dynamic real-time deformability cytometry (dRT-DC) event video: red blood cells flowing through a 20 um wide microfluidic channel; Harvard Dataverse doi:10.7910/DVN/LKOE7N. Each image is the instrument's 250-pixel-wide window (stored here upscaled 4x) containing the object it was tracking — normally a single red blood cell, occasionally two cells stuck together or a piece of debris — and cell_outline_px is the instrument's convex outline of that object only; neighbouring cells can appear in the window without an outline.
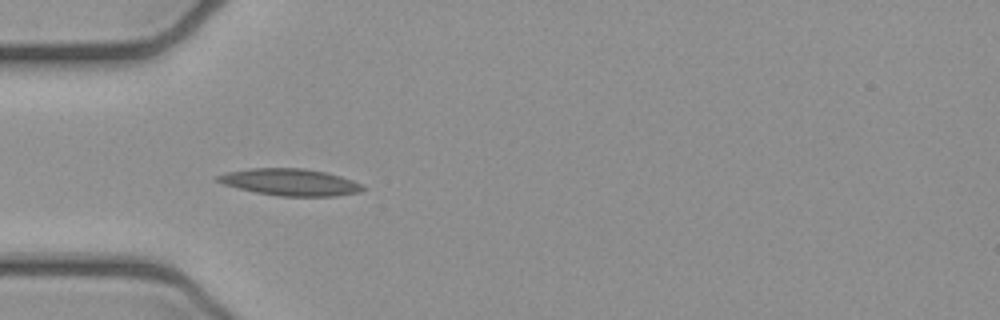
{"species": "common noctule bat (a hibernating species)", "species_latin": "Nyctalus noctula", "temperature_condition": "cold", "stored_images_in_passage": 5, "camera_frame_rate_fps": 3000, "um_per_image_px": 0.085, "animal": {"sex": "female", "body_mass_g": 21.9}, "frame": {"image": 1, "passage_image": 4, "time_ms": 1.0, "image_size_px": [1000, 320], "cell_outline_px": [[364, 188], [360, 192], [336, 196], [280, 196], [256, 192], [224, 184], [216, 180], [216, 176], [224, 172], [248, 168], [304, 168], [328, 172], [352, 180], [360, 184]], "centroid_in_image_um": [24.65, 15.47], "position_along_channel_um": 60.3, "area_um2": 22.66}}
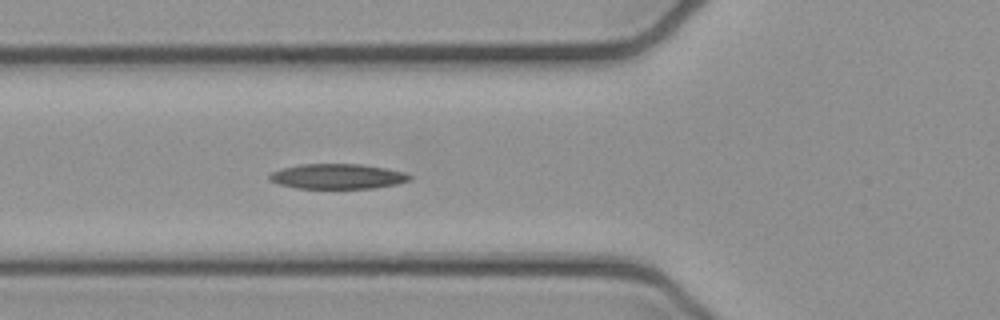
{"frame": {"image": 2, "passage_image": 5, "time_ms": 1.333, "image_size_px": [1000, 320], "cell_outline_px": [[412, 180], [396, 184], [376, 188], [296, 188], [280, 184], [268, 180], [268, 176], [272, 172], [284, 168], [300, 164], [360, 164], [384, 168], [404, 172], [412, 176]], "centroid_in_image_um": [28.7, 14.99], "position_along_channel_um": 97.1, "area_um2": 20.4}}